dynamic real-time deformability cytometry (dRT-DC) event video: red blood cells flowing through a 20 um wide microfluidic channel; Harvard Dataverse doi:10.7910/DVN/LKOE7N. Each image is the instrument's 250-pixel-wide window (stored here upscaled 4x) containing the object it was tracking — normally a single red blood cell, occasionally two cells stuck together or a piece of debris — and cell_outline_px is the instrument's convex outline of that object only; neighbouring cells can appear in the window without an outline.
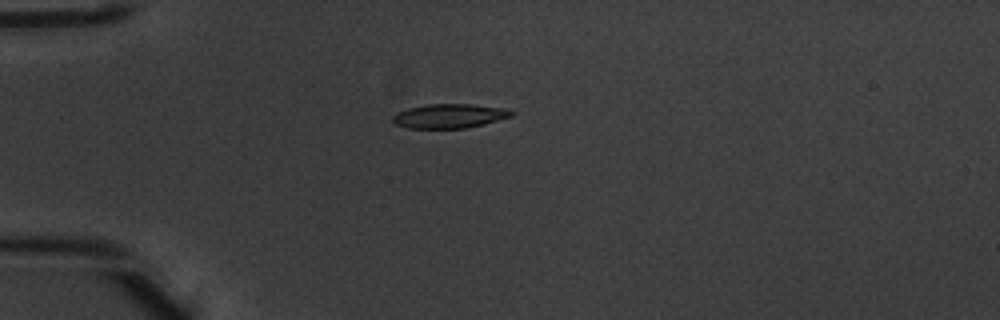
{"species": "common noctule bat (a hibernating species)", "species_latin": "Nyctalus noctula", "temperature_condition": "warm", "stored_images_in_passage": 8, "camera_frame_rate_fps": 3000, "um_per_image_px": 0.085, "animal": {"sex": "male", "body_mass_g": 20.1, "forearm_length_mm": 53.5}, "frame": {"image": 1, "passage_image": 5, "time_ms": 1.333, "image_size_px": [1000, 320], "cell_outline_px": [[512, 116], [484, 124], [464, 128], [408, 128], [396, 124], [392, 120], [392, 116], [396, 112], [408, 108], [428, 104], [468, 104], [500, 108], [512, 112]], "centroid_in_image_um": [38.12, 9.86], "position_along_channel_um": 46.9, "area_um2": 16.47}}